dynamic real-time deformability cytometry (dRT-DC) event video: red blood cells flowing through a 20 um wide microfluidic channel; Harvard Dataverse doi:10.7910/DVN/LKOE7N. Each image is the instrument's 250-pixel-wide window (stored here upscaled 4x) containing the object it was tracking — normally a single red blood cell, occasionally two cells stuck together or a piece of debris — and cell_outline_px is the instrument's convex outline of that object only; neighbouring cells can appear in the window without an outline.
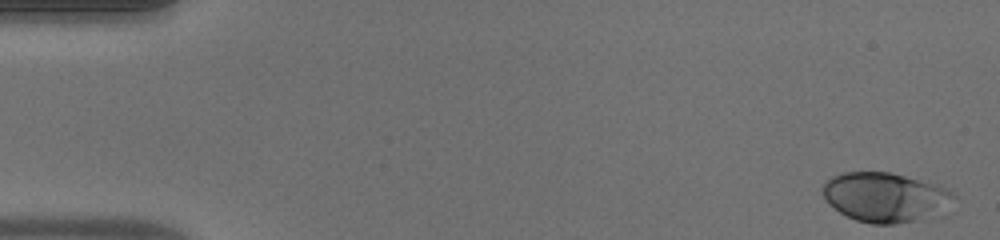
{"species": "human", "species_latin": "Homo sapiens", "temperature_condition": "warm", "stored_images_in_passage": 10, "camera_frame_rate_fps": 3000, "um_per_image_px": 0.085, "donor": {"sex": "male"}, "frame": {"image": 1, "passage_image": 1, "time_ms": 0.0, "image_size_px": [1000, 240], "cell_outline_px": [[956, 196], [916, 220], [896, 224], [872, 224], [856, 220], [840, 212], [824, 196], [824, 184], [832, 176], [844, 172], [888, 172], [936, 184], [944, 188]], "centroid_in_image_um": [75.11, 16.73], "position_along_channel_um": 9.9, "area_um2": 35.95}}